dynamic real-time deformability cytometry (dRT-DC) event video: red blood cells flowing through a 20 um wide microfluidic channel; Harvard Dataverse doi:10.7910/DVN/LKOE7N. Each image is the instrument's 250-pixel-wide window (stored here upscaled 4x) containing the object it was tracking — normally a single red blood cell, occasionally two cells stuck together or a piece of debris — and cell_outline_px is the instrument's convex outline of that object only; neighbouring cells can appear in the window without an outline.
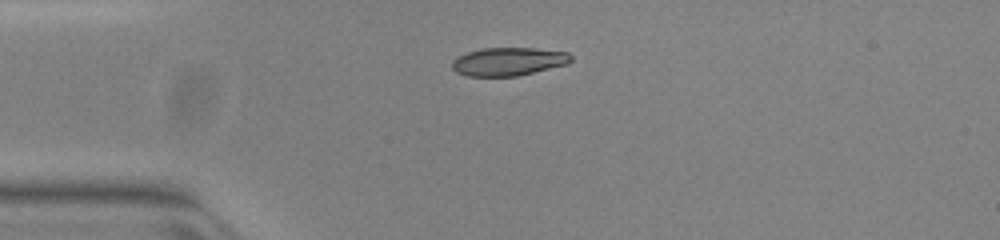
{"species": "common noctule bat (a hibernating species)", "species_latin": "Nyctalus noctula", "temperature_condition": "warm", "stored_images_in_passage": 40, "camera_frame_rate_fps": 3000, "um_per_image_px": 0.085, "animal": {"sex": "female", "body_mass_g": 23.0, "forearm_length_mm": 53.4}, "frame": {"image": 1, "passage_image": 1, "time_ms": 0.0, "image_size_px": [1000, 240], "cell_outline_px": [[572, 60], [568, 64], [516, 76], [468, 76], [456, 72], [452, 68], [452, 60], [468, 52], [484, 48], [532, 48], [568, 52], [572, 56]], "centroid_in_image_um": [43.23, 5.23], "position_along_channel_um": 41.8, "area_um2": 19.42}}
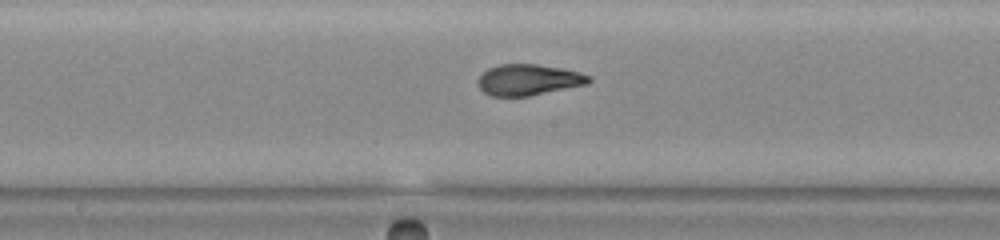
{"frame": {"image": 2, "passage_image": 15, "time_ms": 4.667, "image_size_px": [1000, 240], "cell_outline_px": [[592, 80], [588, 84], [528, 96], [492, 96], [484, 92], [480, 88], [480, 76], [488, 68], [500, 64], [536, 64], [560, 68], [580, 72], [592, 76]], "centroid_in_image_um": [44.97, 6.78], "position_along_channel_um": 203.2, "area_um2": 19.88}}
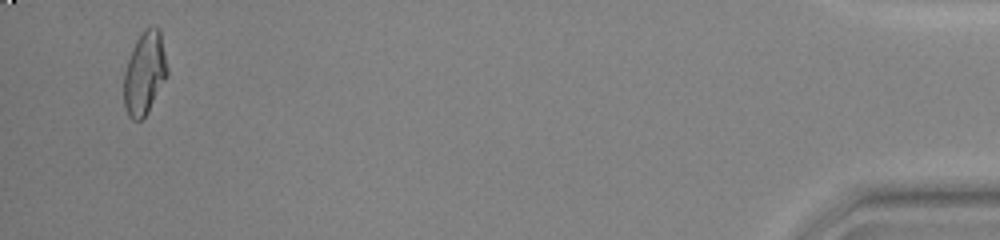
{"frame": {"image": 3, "passage_image": 38, "time_ms": 12.333, "image_size_px": [1000, 240], "cell_outline_px": [[168, 72], [164, 80], [144, 116], [140, 120], [132, 120], [128, 116], [124, 104], [124, 72], [132, 48], [136, 40], [144, 28], [156, 24], [160, 28], [168, 68]], "centroid_in_image_um": [12.28, 6.14], "position_along_channel_um": 422.9, "area_um2": 20.81}, "authors_computed_cell_mechanics": {"area_um2": 20.4612, "velocity_mm_per_s": 3.9769, "shape_relaxation_time_tau1_ms": 6.4956, "shape_relaxation_time_tau2_ms": 0.8533, "deformation_change_tau1": 0.2403, "deformation_change_tau2": 0.0531}}